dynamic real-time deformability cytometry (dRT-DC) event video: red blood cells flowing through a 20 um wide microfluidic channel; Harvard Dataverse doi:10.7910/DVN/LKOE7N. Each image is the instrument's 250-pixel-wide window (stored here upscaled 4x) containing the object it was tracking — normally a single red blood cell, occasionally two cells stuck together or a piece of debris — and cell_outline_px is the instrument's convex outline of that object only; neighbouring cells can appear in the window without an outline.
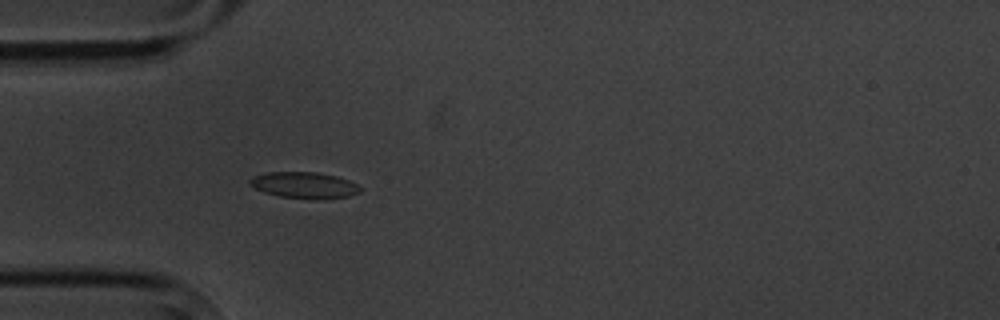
{"species": "common noctule bat (a hibernating species)", "species_latin": "Nyctalus noctula", "temperature_condition": "cold", "stored_images_in_passage": 4, "camera_frame_rate_fps": 3000, "um_per_image_px": 0.085, "animal": {"sex": "male", "body_mass_g": 20.1, "forearm_length_mm": 53.5}, "frame": {"image": 1, "passage_image": 4, "time_ms": 3.667, "image_size_px": [1000, 320], "cell_outline_px": [[360, 192], [348, 196], [324, 200], [316, 200], [280, 196], [264, 192], [256, 188], [248, 180], [252, 176], [264, 172], [316, 172], [336, 176], [348, 180], [356, 184], [360, 188]], "centroid_in_image_um": [25.86, 15.74], "position_along_channel_um": 59.1, "area_um2": 16.94}}